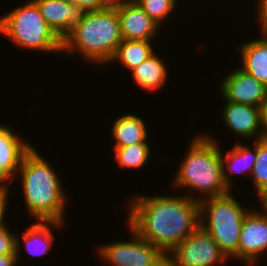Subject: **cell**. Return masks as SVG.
<instances>
[{
	"instance_id": "9",
	"label": "cell",
	"mask_w": 267,
	"mask_h": 266,
	"mask_svg": "<svg viewBox=\"0 0 267 266\" xmlns=\"http://www.w3.org/2000/svg\"><path fill=\"white\" fill-rule=\"evenodd\" d=\"M254 209L244 217L240 231L237 260L243 266H255L267 253V215Z\"/></svg>"
},
{
	"instance_id": "26",
	"label": "cell",
	"mask_w": 267,
	"mask_h": 266,
	"mask_svg": "<svg viewBox=\"0 0 267 266\" xmlns=\"http://www.w3.org/2000/svg\"><path fill=\"white\" fill-rule=\"evenodd\" d=\"M21 236L17 234V253L18 254H7L0 256V266H18V262L20 261L21 255Z\"/></svg>"
},
{
	"instance_id": "14",
	"label": "cell",
	"mask_w": 267,
	"mask_h": 266,
	"mask_svg": "<svg viewBox=\"0 0 267 266\" xmlns=\"http://www.w3.org/2000/svg\"><path fill=\"white\" fill-rule=\"evenodd\" d=\"M40 9L41 15L54 31L63 40L71 29L79 22L84 11L69 0H33Z\"/></svg>"
},
{
	"instance_id": "25",
	"label": "cell",
	"mask_w": 267,
	"mask_h": 266,
	"mask_svg": "<svg viewBox=\"0 0 267 266\" xmlns=\"http://www.w3.org/2000/svg\"><path fill=\"white\" fill-rule=\"evenodd\" d=\"M9 185H5V184H0V228H2L4 225H6L7 223L5 222V218L7 215V209L9 207H7L8 202H9V198L8 196H10L9 194H11V191Z\"/></svg>"
},
{
	"instance_id": "20",
	"label": "cell",
	"mask_w": 267,
	"mask_h": 266,
	"mask_svg": "<svg viewBox=\"0 0 267 266\" xmlns=\"http://www.w3.org/2000/svg\"><path fill=\"white\" fill-rule=\"evenodd\" d=\"M153 40H122L111 59L112 62H120L123 68L130 72L143 61L147 60L155 52Z\"/></svg>"
},
{
	"instance_id": "21",
	"label": "cell",
	"mask_w": 267,
	"mask_h": 266,
	"mask_svg": "<svg viewBox=\"0 0 267 266\" xmlns=\"http://www.w3.org/2000/svg\"><path fill=\"white\" fill-rule=\"evenodd\" d=\"M114 159L121 168L139 170L150 160L151 147L149 143H135L129 146L112 148Z\"/></svg>"
},
{
	"instance_id": "17",
	"label": "cell",
	"mask_w": 267,
	"mask_h": 266,
	"mask_svg": "<svg viewBox=\"0 0 267 266\" xmlns=\"http://www.w3.org/2000/svg\"><path fill=\"white\" fill-rule=\"evenodd\" d=\"M162 56L157 52L130 71V76L136 85L146 91L156 92L162 89L168 80V67Z\"/></svg>"
},
{
	"instance_id": "23",
	"label": "cell",
	"mask_w": 267,
	"mask_h": 266,
	"mask_svg": "<svg viewBox=\"0 0 267 266\" xmlns=\"http://www.w3.org/2000/svg\"><path fill=\"white\" fill-rule=\"evenodd\" d=\"M139 6L153 19L160 27L166 23L170 14L179 7L176 0H135ZM176 7V8H175Z\"/></svg>"
},
{
	"instance_id": "24",
	"label": "cell",
	"mask_w": 267,
	"mask_h": 266,
	"mask_svg": "<svg viewBox=\"0 0 267 266\" xmlns=\"http://www.w3.org/2000/svg\"><path fill=\"white\" fill-rule=\"evenodd\" d=\"M8 225L0 228V256L17 253V234L9 230Z\"/></svg>"
},
{
	"instance_id": "2",
	"label": "cell",
	"mask_w": 267,
	"mask_h": 266,
	"mask_svg": "<svg viewBox=\"0 0 267 266\" xmlns=\"http://www.w3.org/2000/svg\"><path fill=\"white\" fill-rule=\"evenodd\" d=\"M59 177L34 146L24 155L11 183L20 179L24 205L35 221L65 223L68 196Z\"/></svg>"
},
{
	"instance_id": "28",
	"label": "cell",
	"mask_w": 267,
	"mask_h": 266,
	"mask_svg": "<svg viewBox=\"0 0 267 266\" xmlns=\"http://www.w3.org/2000/svg\"><path fill=\"white\" fill-rule=\"evenodd\" d=\"M262 139H267V97L260 107Z\"/></svg>"
},
{
	"instance_id": "31",
	"label": "cell",
	"mask_w": 267,
	"mask_h": 266,
	"mask_svg": "<svg viewBox=\"0 0 267 266\" xmlns=\"http://www.w3.org/2000/svg\"><path fill=\"white\" fill-rule=\"evenodd\" d=\"M260 209L267 215V190H265L260 196L257 197Z\"/></svg>"
},
{
	"instance_id": "19",
	"label": "cell",
	"mask_w": 267,
	"mask_h": 266,
	"mask_svg": "<svg viewBox=\"0 0 267 266\" xmlns=\"http://www.w3.org/2000/svg\"><path fill=\"white\" fill-rule=\"evenodd\" d=\"M64 225L66 224L55 221L33 222L20 234L23 246L25 245L27 252L34 257L46 255L55 240L53 229L60 230Z\"/></svg>"
},
{
	"instance_id": "22",
	"label": "cell",
	"mask_w": 267,
	"mask_h": 266,
	"mask_svg": "<svg viewBox=\"0 0 267 266\" xmlns=\"http://www.w3.org/2000/svg\"><path fill=\"white\" fill-rule=\"evenodd\" d=\"M251 178L258 197L267 190V139L257 140V157Z\"/></svg>"
},
{
	"instance_id": "32",
	"label": "cell",
	"mask_w": 267,
	"mask_h": 266,
	"mask_svg": "<svg viewBox=\"0 0 267 266\" xmlns=\"http://www.w3.org/2000/svg\"><path fill=\"white\" fill-rule=\"evenodd\" d=\"M259 29L258 33L267 39V15L259 22Z\"/></svg>"
},
{
	"instance_id": "27",
	"label": "cell",
	"mask_w": 267,
	"mask_h": 266,
	"mask_svg": "<svg viewBox=\"0 0 267 266\" xmlns=\"http://www.w3.org/2000/svg\"><path fill=\"white\" fill-rule=\"evenodd\" d=\"M69 1L74 3V4H76L85 13L86 12H96L98 10L103 9L99 5V1L98 0H69Z\"/></svg>"
},
{
	"instance_id": "33",
	"label": "cell",
	"mask_w": 267,
	"mask_h": 266,
	"mask_svg": "<svg viewBox=\"0 0 267 266\" xmlns=\"http://www.w3.org/2000/svg\"><path fill=\"white\" fill-rule=\"evenodd\" d=\"M159 266H172L168 259L166 258Z\"/></svg>"
},
{
	"instance_id": "30",
	"label": "cell",
	"mask_w": 267,
	"mask_h": 266,
	"mask_svg": "<svg viewBox=\"0 0 267 266\" xmlns=\"http://www.w3.org/2000/svg\"><path fill=\"white\" fill-rule=\"evenodd\" d=\"M99 5L105 9H117L127 0H98Z\"/></svg>"
},
{
	"instance_id": "13",
	"label": "cell",
	"mask_w": 267,
	"mask_h": 266,
	"mask_svg": "<svg viewBox=\"0 0 267 266\" xmlns=\"http://www.w3.org/2000/svg\"><path fill=\"white\" fill-rule=\"evenodd\" d=\"M12 127L0 123V184L11 186L24 155L33 147Z\"/></svg>"
},
{
	"instance_id": "7",
	"label": "cell",
	"mask_w": 267,
	"mask_h": 266,
	"mask_svg": "<svg viewBox=\"0 0 267 266\" xmlns=\"http://www.w3.org/2000/svg\"><path fill=\"white\" fill-rule=\"evenodd\" d=\"M132 240L115 241L97 247V256L108 266H159L166 255L156 246L142 239L133 229Z\"/></svg>"
},
{
	"instance_id": "16",
	"label": "cell",
	"mask_w": 267,
	"mask_h": 266,
	"mask_svg": "<svg viewBox=\"0 0 267 266\" xmlns=\"http://www.w3.org/2000/svg\"><path fill=\"white\" fill-rule=\"evenodd\" d=\"M239 45V67L267 87V39L261 36Z\"/></svg>"
},
{
	"instance_id": "1",
	"label": "cell",
	"mask_w": 267,
	"mask_h": 266,
	"mask_svg": "<svg viewBox=\"0 0 267 266\" xmlns=\"http://www.w3.org/2000/svg\"><path fill=\"white\" fill-rule=\"evenodd\" d=\"M127 225L165 255L200 227L199 201L186 195H134Z\"/></svg>"
},
{
	"instance_id": "10",
	"label": "cell",
	"mask_w": 267,
	"mask_h": 266,
	"mask_svg": "<svg viewBox=\"0 0 267 266\" xmlns=\"http://www.w3.org/2000/svg\"><path fill=\"white\" fill-rule=\"evenodd\" d=\"M229 73L217 83L223 101L261 107L267 97V87L243 71L239 65Z\"/></svg>"
},
{
	"instance_id": "8",
	"label": "cell",
	"mask_w": 267,
	"mask_h": 266,
	"mask_svg": "<svg viewBox=\"0 0 267 266\" xmlns=\"http://www.w3.org/2000/svg\"><path fill=\"white\" fill-rule=\"evenodd\" d=\"M166 258L172 266H223L229 260L201 227L178 244Z\"/></svg>"
},
{
	"instance_id": "29",
	"label": "cell",
	"mask_w": 267,
	"mask_h": 266,
	"mask_svg": "<svg viewBox=\"0 0 267 266\" xmlns=\"http://www.w3.org/2000/svg\"><path fill=\"white\" fill-rule=\"evenodd\" d=\"M255 2V5H257V13L255 15L258 18L257 23H259L267 15V0H256Z\"/></svg>"
},
{
	"instance_id": "6",
	"label": "cell",
	"mask_w": 267,
	"mask_h": 266,
	"mask_svg": "<svg viewBox=\"0 0 267 266\" xmlns=\"http://www.w3.org/2000/svg\"><path fill=\"white\" fill-rule=\"evenodd\" d=\"M0 34L22 50L62 52V40L46 23L33 0L0 15Z\"/></svg>"
},
{
	"instance_id": "12",
	"label": "cell",
	"mask_w": 267,
	"mask_h": 266,
	"mask_svg": "<svg viewBox=\"0 0 267 266\" xmlns=\"http://www.w3.org/2000/svg\"><path fill=\"white\" fill-rule=\"evenodd\" d=\"M123 40H156L160 26L135 0H127L117 8Z\"/></svg>"
},
{
	"instance_id": "15",
	"label": "cell",
	"mask_w": 267,
	"mask_h": 266,
	"mask_svg": "<svg viewBox=\"0 0 267 266\" xmlns=\"http://www.w3.org/2000/svg\"><path fill=\"white\" fill-rule=\"evenodd\" d=\"M252 145L251 148L249 144L237 142L227 153H223L224 149L221 148L223 178L230 191H233L235 187L233 185H236L231 178L233 175L241 174L244 176L245 174L246 177L252 175L257 157V140L253 141Z\"/></svg>"
},
{
	"instance_id": "4",
	"label": "cell",
	"mask_w": 267,
	"mask_h": 266,
	"mask_svg": "<svg viewBox=\"0 0 267 266\" xmlns=\"http://www.w3.org/2000/svg\"><path fill=\"white\" fill-rule=\"evenodd\" d=\"M122 40L117 9L103 8L84 13L62 40V52H66L68 58L79 52L85 62L104 67L110 63Z\"/></svg>"
},
{
	"instance_id": "18",
	"label": "cell",
	"mask_w": 267,
	"mask_h": 266,
	"mask_svg": "<svg viewBox=\"0 0 267 266\" xmlns=\"http://www.w3.org/2000/svg\"><path fill=\"white\" fill-rule=\"evenodd\" d=\"M111 134L114 138L112 148L129 146L135 143H149L147 125L143 117L124 113L112 123Z\"/></svg>"
},
{
	"instance_id": "3",
	"label": "cell",
	"mask_w": 267,
	"mask_h": 266,
	"mask_svg": "<svg viewBox=\"0 0 267 266\" xmlns=\"http://www.w3.org/2000/svg\"><path fill=\"white\" fill-rule=\"evenodd\" d=\"M191 140L187 153H185L181 164H179V169L176 170V175L172 179V189L175 188L176 191L183 188L182 191L186 189L189 192L192 190V194L184 195L199 202L209 197L229 193L230 190L223 178L221 143L208 133L207 135L195 134Z\"/></svg>"
},
{
	"instance_id": "5",
	"label": "cell",
	"mask_w": 267,
	"mask_h": 266,
	"mask_svg": "<svg viewBox=\"0 0 267 266\" xmlns=\"http://www.w3.org/2000/svg\"><path fill=\"white\" fill-rule=\"evenodd\" d=\"M230 191L199 202L200 227L209 233L228 259H237L241 226L253 207H244Z\"/></svg>"
},
{
	"instance_id": "11",
	"label": "cell",
	"mask_w": 267,
	"mask_h": 266,
	"mask_svg": "<svg viewBox=\"0 0 267 266\" xmlns=\"http://www.w3.org/2000/svg\"><path fill=\"white\" fill-rule=\"evenodd\" d=\"M224 103L221 120L227 130L235 134V140L240 142L243 138L252 142L262 138L260 107L227 100Z\"/></svg>"
}]
</instances>
